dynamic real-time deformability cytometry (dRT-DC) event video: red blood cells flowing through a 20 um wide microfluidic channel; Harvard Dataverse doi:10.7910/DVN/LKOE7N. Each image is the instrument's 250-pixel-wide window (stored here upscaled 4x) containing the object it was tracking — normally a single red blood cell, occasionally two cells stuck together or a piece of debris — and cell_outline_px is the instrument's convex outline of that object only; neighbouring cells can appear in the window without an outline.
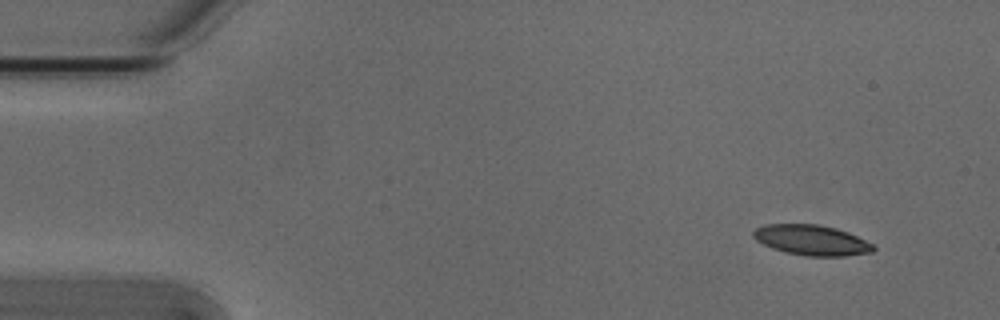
{"species": "Egyptian fruit bat (a non-hibernating species)", "species_latin": "Rousettus aegyptiacus", "temperature_condition": "cold", "stored_images_in_passage": 5, "segment_of_instrument_passage": [1, 2], "camera_frame_rate_fps": 3000, "um_per_image_px": 0.085, "animal": {"sex": "male"}, "frame": {"image": 1, "passage_image": 1, "time_ms": 0.0, "image_size_px": [1000, 320], "cell_outline_px": [[876, 248], [872, 252], [844, 256], [804, 256], [784, 252], [772, 248], [756, 240], [752, 236], [752, 232], [756, 228], [764, 224], [816, 224], [836, 228], [848, 232], [872, 244]], "centroid_in_image_um": [68.95, 20.41], "position_along_channel_um": 16.0, "area_um2": 21.21}}
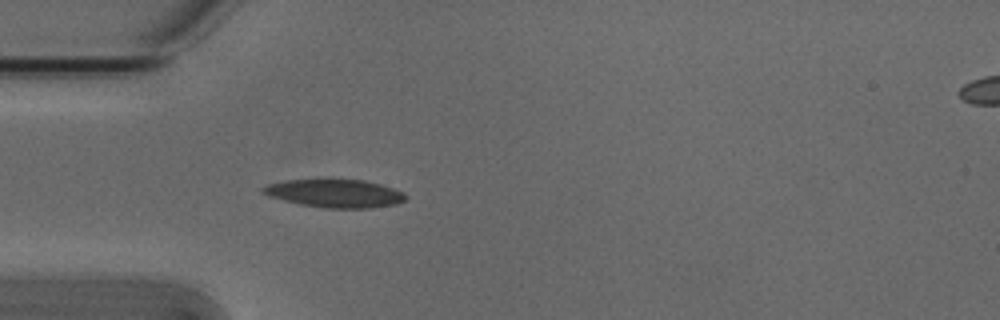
{"frame": {"image": 2, "passage_image": 4, "time_ms": 1.0, "image_size_px": [1000, 320], "cell_outline_px": [[408, 196], [404, 200], [396, 204], [372, 208], [324, 208], [300, 204], [268, 196], [260, 192], [260, 188], [268, 184], [288, 180], [328, 176], [364, 180], [380, 184], [404, 192]], "centroid_in_image_um": [28.43, 16.39], "position_along_channel_um": 56.6, "area_um2": 24.39}}